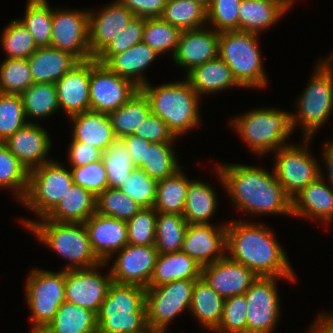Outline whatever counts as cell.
Listing matches in <instances>:
<instances>
[{
  "instance_id": "6da1fadb",
  "label": "cell",
  "mask_w": 333,
  "mask_h": 333,
  "mask_svg": "<svg viewBox=\"0 0 333 333\" xmlns=\"http://www.w3.org/2000/svg\"><path fill=\"white\" fill-rule=\"evenodd\" d=\"M216 173L234 205L256 215H292V200L285 194L274 170L243 164H219Z\"/></svg>"
},
{
  "instance_id": "7a4b0ae2",
  "label": "cell",
  "mask_w": 333,
  "mask_h": 333,
  "mask_svg": "<svg viewBox=\"0 0 333 333\" xmlns=\"http://www.w3.org/2000/svg\"><path fill=\"white\" fill-rule=\"evenodd\" d=\"M255 224L242 220L226 223L227 256L250 268L257 276L296 281L286 252L272 230Z\"/></svg>"
},
{
  "instance_id": "3957f363",
  "label": "cell",
  "mask_w": 333,
  "mask_h": 333,
  "mask_svg": "<svg viewBox=\"0 0 333 333\" xmlns=\"http://www.w3.org/2000/svg\"><path fill=\"white\" fill-rule=\"evenodd\" d=\"M146 288L112 283L98 313V333H148Z\"/></svg>"
},
{
  "instance_id": "277c9868",
  "label": "cell",
  "mask_w": 333,
  "mask_h": 333,
  "mask_svg": "<svg viewBox=\"0 0 333 333\" xmlns=\"http://www.w3.org/2000/svg\"><path fill=\"white\" fill-rule=\"evenodd\" d=\"M140 90L149 101L151 113L165 121L176 137L198 127L200 97L186 78L156 87L148 82Z\"/></svg>"
},
{
  "instance_id": "5b68a950",
  "label": "cell",
  "mask_w": 333,
  "mask_h": 333,
  "mask_svg": "<svg viewBox=\"0 0 333 333\" xmlns=\"http://www.w3.org/2000/svg\"><path fill=\"white\" fill-rule=\"evenodd\" d=\"M41 243L69 264L68 269H89L103 262L94 253L84 223H61L48 219L21 220Z\"/></svg>"
},
{
  "instance_id": "8992f818",
  "label": "cell",
  "mask_w": 333,
  "mask_h": 333,
  "mask_svg": "<svg viewBox=\"0 0 333 333\" xmlns=\"http://www.w3.org/2000/svg\"><path fill=\"white\" fill-rule=\"evenodd\" d=\"M292 113L275 108H260L235 117L231 127L260 157L286 145L285 141L293 133Z\"/></svg>"
},
{
  "instance_id": "52a82bcc",
  "label": "cell",
  "mask_w": 333,
  "mask_h": 333,
  "mask_svg": "<svg viewBox=\"0 0 333 333\" xmlns=\"http://www.w3.org/2000/svg\"><path fill=\"white\" fill-rule=\"evenodd\" d=\"M258 36L239 30L219 32L218 56L228 65L241 88L262 89L268 83Z\"/></svg>"
},
{
  "instance_id": "ba28073f",
  "label": "cell",
  "mask_w": 333,
  "mask_h": 333,
  "mask_svg": "<svg viewBox=\"0 0 333 333\" xmlns=\"http://www.w3.org/2000/svg\"><path fill=\"white\" fill-rule=\"evenodd\" d=\"M333 60L323 58L300 95L296 104L298 111L292 116V127L303 128L304 139H311L333 111Z\"/></svg>"
},
{
  "instance_id": "9c48e42d",
  "label": "cell",
  "mask_w": 333,
  "mask_h": 333,
  "mask_svg": "<svg viewBox=\"0 0 333 333\" xmlns=\"http://www.w3.org/2000/svg\"><path fill=\"white\" fill-rule=\"evenodd\" d=\"M71 171L50 160L29 171L28 188L21 201L40 219L45 218L73 185Z\"/></svg>"
},
{
  "instance_id": "30bf717a",
  "label": "cell",
  "mask_w": 333,
  "mask_h": 333,
  "mask_svg": "<svg viewBox=\"0 0 333 333\" xmlns=\"http://www.w3.org/2000/svg\"><path fill=\"white\" fill-rule=\"evenodd\" d=\"M25 286V300L33 327H46L65 299V270L52 272L33 269Z\"/></svg>"
},
{
  "instance_id": "8fae6325",
  "label": "cell",
  "mask_w": 333,
  "mask_h": 333,
  "mask_svg": "<svg viewBox=\"0 0 333 333\" xmlns=\"http://www.w3.org/2000/svg\"><path fill=\"white\" fill-rule=\"evenodd\" d=\"M197 280H177L146 288V322L149 331L167 332L171 320L184 309L190 310Z\"/></svg>"
},
{
  "instance_id": "7c38bea8",
  "label": "cell",
  "mask_w": 333,
  "mask_h": 333,
  "mask_svg": "<svg viewBox=\"0 0 333 333\" xmlns=\"http://www.w3.org/2000/svg\"><path fill=\"white\" fill-rule=\"evenodd\" d=\"M310 140L304 139L302 146L289 143L274 152L276 162L273 170L285 194L291 200L321 176L319 162L311 156L307 148Z\"/></svg>"
},
{
  "instance_id": "4fadbf2b",
  "label": "cell",
  "mask_w": 333,
  "mask_h": 333,
  "mask_svg": "<svg viewBox=\"0 0 333 333\" xmlns=\"http://www.w3.org/2000/svg\"><path fill=\"white\" fill-rule=\"evenodd\" d=\"M50 47L68 52L80 62L93 59L89 50L88 10H52Z\"/></svg>"
},
{
  "instance_id": "5bb4252c",
  "label": "cell",
  "mask_w": 333,
  "mask_h": 333,
  "mask_svg": "<svg viewBox=\"0 0 333 333\" xmlns=\"http://www.w3.org/2000/svg\"><path fill=\"white\" fill-rule=\"evenodd\" d=\"M90 110L107 113L125 104L138 90L95 58L90 60Z\"/></svg>"
},
{
  "instance_id": "9a60e30c",
  "label": "cell",
  "mask_w": 333,
  "mask_h": 333,
  "mask_svg": "<svg viewBox=\"0 0 333 333\" xmlns=\"http://www.w3.org/2000/svg\"><path fill=\"white\" fill-rule=\"evenodd\" d=\"M281 277L258 276L245 291L247 302L246 333H272L280 317L276 280Z\"/></svg>"
},
{
  "instance_id": "2e32d148",
  "label": "cell",
  "mask_w": 333,
  "mask_h": 333,
  "mask_svg": "<svg viewBox=\"0 0 333 333\" xmlns=\"http://www.w3.org/2000/svg\"><path fill=\"white\" fill-rule=\"evenodd\" d=\"M107 263L89 269L65 270V299L66 302L87 308L98 313L110 285L113 283L110 271L108 275H101L99 267Z\"/></svg>"
},
{
  "instance_id": "e0dca14e",
  "label": "cell",
  "mask_w": 333,
  "mask_h": 333,
  "mask_svg": "<svg viewBox=\"0 0 333 333\" xmlns=\"http://www.w3.org/2000/svg\"><path fill=\"white\" fill-rule=\"evenodd\" d=\"M110 274L117 284L149 287L158 255L155 245L135 246L127 244L117 251Z\"/></svg>"
},
{
  "instance_id": "ac0fdd59",
  "label": "cell",
  "mask_w": 333,
  "mask_h": 333,
  "mask_svg": "<svg viewBox=\"0 0 333 333\" xmlns=\"http://www.w3.org/2000/svg\"><path fill=\"white\" fill-rule=\"evenodd\" d=\"M182 252L187 253L202 267L225 257L226 223L188 224L183 239Z\"/></svg>"
},
{
  "instance_id": "d6986e66",
  "label": "cell",
  "mask_w": 333,
  "mask_h": 333,
  "mask_svg": "<svg viewBox=\"0 0 333 333\" xmlns=\"http://www.w3.org/2000/svg\"><path fill=\"white\" fill-rule=\"evenodd\" d=\"M201 277L224 299L242 295L257 279L248 267L227 255L202 267Z\"/></svg>"
},
{
  "instance_id": "ffe728a7",
  "label": "cell",
  "mask_w": 333,
  "mask_h": 333,
  "mask_svg": "<svg viewBox=\"0 0 333 333\" xmlns=\"http://www.w3.org/2000/svg\"><path fill=\"white\" fill-rule=\"evenodd\" d=\"M201 27L181 32L173 56L175 64L185 68L187 73L218 57L219 32Z\"/></svg>"
},
{
  "instance_id": "44dd1931",
  "label": "cell",
  "mask_w": 333,
  "mask_h": 333,
  "mask_svg": "<svg viewBox=\"0 0 333 333\" xmlns=\"http://www.w3.org/2000/svg\"><path fill=\"white\" fill-rule=\"evenodd\" d=\"M3 143L28 171L50 161L51 139L40 124L28 121Z\"/></svg>"
},
{
  "instance_id": "7402d4cb",
  "label": "cell",
  "mask_w": 333,
  "mask_h": 333,
  "mask_svg": "<svg viewBox=\"0 0 333 333\" xmlns=\"http://www.w3.org/2000/svg\"><path fill=\"white\" fill-rule=\"evenodd\" d=\"M89 50L95 58L135 17L119 0H114L98 14L89 11Z\"/></svg>"
},
{
  "instance_id": "603a6c76",
  "label": "cell",
  "mask_w": 333,
  "mask_h": 333,
  "mask_svg": "<svg viewBox=\"0 0 333 333\" xmlns=\"http://www.w3.org/2000/svg\"><path fill=\"white\" fill-rule=\"evenodd\" d=\"M91 247L102 262L128 244L127 222L95 212L85 222Z\"/></svg>"
},
{
  "instance_id": "cb8c5ba5",
  "label": "cell",
  "mask_w": 333,
  "mask_h": 333,
  "mask_svg": "<svg viewBox=\"0 0 333 333\" xmlns=\"http://www.w3.org/2000/svg\"><path fill=\"white\" fill-rule=\"evenodd\" d=\"M59 109L67 117L90 110V60L78 63L56 83Z\"/></svg>"
},
{
  "instance_id": "d4e9b609",
  "label": "cell",
  "mask_w": 333,
  "mask_h": 333,
  "mask_svg": "<svg viewBox=\"0 0 333 333\" xmlns=\"http://www.w3.org/2000/svg\"><path fill=\"white\" fill-rule=\"evenodd\" d=\"M320 219L329 224L333 220V188L321 176L292 199V216Z\"/></svg>"
},
{
  "instance_id": "484cf974",
  "label": "cell",
  "mask_w": 333,
  "mask_h": 333,
  "mask_svg": "<svg viewBox=\"0 0 333 333\" xmlns=\"http://www.w3.org/2000/svg\"><path fill=\"white\" fill-rule=\"evenodd\" d=\"M290 8L283 0H241L238 30L259 34L274 25Z\"/></svg>"
},
{
  "instance_id": "4316f807",
  "label": "cell",
  "mask_w": 333,
  "mask_h": 333,
  "mask_svg": "<svg viewBox=\"0 0 333 333\" xmlns=\"http://www.w3.org/2000/svg\"><path fill=\"white\" fill-rule=\"evenodd\" d=\"M34 83H56L80 61L72 54L52 47H39L27 59Z\"/></svg>"
},
{
  "instance_id": "83f0119b",
  "label": "cell",
  "mask_w": 333,
  "mask_h": 333,
  "mask_svg": "<svg viewBox=\"0 0 333 333\" xmlns=\"http://www.w3.org/2000/svg\"><path fill=\"white\" fill-rule=\"evenodd\" d=\"M72 128V141L90 144L103 152L116 138L109 114L86 111L69 117Z\"/></svg>"
},
{
  "instance_id": "f1b7e54d",
  "label": "cell",
  "mask_w": 333,
  "mask_h": 333,
  "mask_svg": "<svg viewBox=\"0 0 333 333\" xmlns=\"http://www.w3.org/2000/svg\"><path fill=\"white\" fill-rule=\"evenodd\" d=\"M158 55L160 54L142 41L126 51L113 55L105 64L114 73L130 80L140 89L149 82L143 77V71Z\"/></svg>"
},
{
  "instance_id": "f546056e",
  "label": "cell",
  "mask_w": 333,
  "mask_h": 333,
  "mask_svg": "<svg viewBox=\"0 0 333 333\" xmlns=\"http://www.w3.org/2000/svg\"><path fill=\"white\" fill-rule=\"evenodd\" d=\"M202 266L182 251L157 255L149 287H157L177 280H198Z\"/></svg>"
},
{
  "instance_id": "4dcf8cb0",
  "label": "cell",
  "mask_w": 333,
  "mask_h": 333,
  "mask_svg": "<svg viewBox=\"0 0 333 333\" xmlns=\"http://www.w3.org/2000/svg\"><path fill=\"white\" fill-rule=\"evenodd\" d=\"M96 200L92 192L74 184L58 205L42 219L61 223H84L96 212Z\"/></svg>"
},
{
  "instance_id": "1f68e13d",
  "label": "cell",
  "mask_w": 333,
  "mask_h": 333,
  "mask_svg": "<svg viewBox=\"0 0 333 333\" xmlns=\"http://www.w3.org/2000/svg\"><path fill=\"white\" fill-rule=\"evenodd\" d=\"M186 79L199 96L241 87L228 65L219 56L195 67L186 75Z\"/></svg>"
},
{
  "instance_id": "d6a6232c",
  "label": "cell",
  "mask_w": 333,
  "mask_h": 333,
  "mask_svg": "<svg viewBox=\"0 0 333 333\" xmlns=\"http://www.w3.org/2000/svg\"><path fill=\"white\" fill-rule=\"evenodd\" d=\"M224 301L225 299L201 277L196 281L193 289L191 314L204 328L214 331L221 321Z\"/></svg>"
},
{
  "instance_id": "836d02e7",
  "label": "cell",
  "mask_w": 333,
  "mask_h": 333,
  "mask_svg": "<svg viewBox=\"0 0 333 333\" xmlns=\"http://www.w3.org/2000/svg\"><path fill=\"white\" fill-rule=\"evenodd\" d=\"M217 194L211 185L191 180L186 194L183 216L188 224H210L217 209Z\"/></svg>"
},
{
  "instance_id": "e575fe53",
  "label": "cell",
  "mask_w": 333,
  "mask_h": 333,
  "mask_svg": "<svg viewBox=\"0 0 333 333\" xmlns=\"http://www.w3.org/2000/svg\"><path fill=\"white\" fill-rule=\"evenodd\" d=\"M150 113L149 101L139 89L125 104L109 113L116 137L134 134Z\"/></svg>"
},
{
  "instance_id": "d590c367",
  "label": "cell",
  "mask_w": 333,
  "mask_h": 333,
  "mask_svg": "<svg viewBox=\"0 0 333 333\" xmlns=\"http://www.w3.org/2000/svg\"><path fill=\"white\" fill-rule=\"evenodd\" d=\"M46 328L51 333H98L96 314L66 301Z\"/></svg>"
},
{
  "instance_id": "8d00e7d4",
  "label": "cell",
  "mask_w": 333,
  "mask_h": 333,
  "mask_svg": "<svg viewBox=\"0 0 333 333\" xmlns=\"http://www.w3.org/2000/svg\"><path fill=\"white\" fill-rule=\"evenodd\" d=\"M181 168L173 175L157 182L154 208L160 213L183 215L187 188L191 180Z\"/></svg>"
},
{
  "instance_id": "74e56055",
  "label": "cell",
  "mask_w": 333,
  "mask_h": 333,
  "mask_svg": "<svg viewBox=\"0 0 333 333\" xmlns=\"http://www.w3.org/2000/svg\"><path fill=\"white\" fill-rule=\"evenodd\" d=\"M188 222L181 214L157 212L155 247L159 254L181 251Z\"/></svg>"
},
{
  "instance_id": "f35d334b",
  "label": "cell",
  "mask_w": 333,
  "mask_h": 333,
  "mask_svg": "<svg viewBox=\"0 0 333 333\" xmlns=\"http://www.w3.org/2000/svg\"><path fill=\"white\" fill-rule=\"evenodd\" d=\"M26 119H45L59 109L54 83H33L21 94Z\"/></svg>"
},
{
  "instance_id": "ab89813d",
  "label": "cell",
  "mask_w": 333,
  "mask_h": 333,
  "mask_svg": "<svg viewBox=\"0 0 333 333\" xmlns=\"http://www.w3.org/2000/svg\"><path fill=\"white\" fill-rule=\"evenodd\" d=\"M161 18L181 31L207 25V10L192 0H167Z\"/></svg>"
},
{
  "instance_id": "60d3db41",
  "label": "cell",
  "mask_w": 333,
  "mask_h": 333,
  "mask_svg": "<svg viewBox=\"0 0 333 333\" xmlns=\"http://www.w3.org/2000/svg\"><path fill=\"white\" fill-rule=\"evenodd\" d=\"M47 0H28L25 16L20 22L31 33L36 46L50 47L52 9Z\"/></svg>"
},
{
  "instance_id": "b9f144b4",
  "label": "cell",
  "mask_w": 333,
  "mask_h": 333,
  "mask_svg": "<svg viewBox=\"0 0 333 333\" xmlns=\"http://www.w3.org/2000/svg\"><path fill=\"white\" fill-rule=\"evenodd\" d=\"M107 172V187L119 189L136 168L122 138H115L103 152Z\"/></svg>"
},
{
  "instance_id": "7bdbcfd3",
  "label": "cell",
  "mask_w": 333,
  "mask_h": 333,
  "mask_svg": "<svg viewBox=\"0 0 333 333\" xmlns=\"http://www.w3.org/2000/svg\"><path fill=\"white\" fill-rule=\"evenodd\" d=\"M172 143H150L144 163L139 167L157 182L173 175L180 168Z\"/></svg>"
},
{
  "instance_id": "ee69618b",
  "label": "cell",
  "mask_w": 333,
  "mask_h": 333,
  "mask_svg": "<svg viewBox=\"0 0 333 333\" xmlns=\"http://www.w3.org/2000/svg\"><path fill=\"white\" fill-rule=\"evenodd\" d=\"M28 178L29 171L6 145L0 142V189H13L14 196L21 202L27 192Z\"/></svg>"
},
{
  "instance_id": "f6af8a7d",
  "label": "cell",
  "mask_w": 333,
  "mask_h": 333,
  "mask_svg": "<svg viewBox=\"0 0 333 333\" xmlns=\"http://www.w3.org/2000/svg\"><path fill=\"white\" fill-rule=\"evenodd\" d=\"M143 207L120 189L106 188L97 196L96 212L98 214L128 221Z\"/></svg>"
},
{
  "instance_id": "bcb514c9",
  "label": "cell",
  "mask_w": 333,
  "mask_h": 333,
  "mask_svg": "<svg viewBox=\"0 0 333 333\" xmlns=\"http://www.w3.org/2000/svg\"><path fill=\"white\" fill-rule=\"evenodd\" d=\"M181 32L161 17L145 18L143 42L158 54L171 50L173 58Z\"/></svg>"
},
{
  "instance_id": "7dc6e473",
  "label": "cell",
  "mask_w": 333,
  "mask_h": 333,
  "mask_svg": "<svg viewBox=\"0 0 333 333\" xmlns=\"http://www.w3.org/2000/svg\"><path fill=\"white\" fill-rule=\"evenodd\" d=\"M33 83L27 59L6 58L0 64V93L20 95Z\"/></svg>"
},
{
  "instance_id": "c3c4849f",
  "label": "cell",
  "mask_w": 333,
  "mask_h": 333,
  "mask_svg": "<svg viewBox=\"0 0 333 333\" xmlns=\"http://www.w3.org/2000/svg\"><path fill=\"white\" fill-rule=\"evenodd\" d=\"M0 42L6 58L28 59L38 49L28 29L15 19L3 30Z\"/></svg>"
},
{
  "instance_id": "681fc988",
  "label": "cell",
  "mask_w": 333,
  "mask_h": 333,
  "mask_svg": "<svg viewBox=\"0 0 333 333\" xmlns=\"http://www.w3.org/2000/svg\"><path fill=\"white\" fill-rule=\"evenodd\" d=\"M25 120L21 95L0 93V142L26 125Z\"/></svg>"
},
{
  "instance_id": "f907efd6",
  "label": "cell",
  "mask_w": 333,
  "mask_h": 333,
  "mask_svg": "<svg viewBox=\"0 0 333 333\" xmlns=\"http://www.w3.org/2000/svg\"><path fill=\"white\" fill-rule=\"evenodd\" d=\"M145 27L144 17H134L111 41L109 44L95 57L102 64H105L113 55L119 54L134 45L143 41V33Z\"/></svg>"
},
{
  "instance_id": "816d5d0a",
  "label": "cell",
  "mask_w": 333,
  "mask_h": 333,
  "mask_svg": "<svg viewBox=\"0 0 333 333\" xmlns=\"http://www.w3.org/2000/svg\"><path fill=\"white\" fill-rule=\"evenodd\" d=\"M157 211L154 207L142 208L127 221L128 244L135 246L155 245Z\"/></svg>"
},
{
  "instance_id": "f5cc1de1",
  "label": "cell",
  "mask_w": 333,
  "mask_h": 333,
  "mask_svg": "<svg viewBox=\"0 0 333 333\" xmlns=\"http://www.w3.org/2000/svg\"><path fill=\"white\" fill-rule=\"evenodd\" d=\"M119 189L143 208H151L155 204L157 181L139 168L132 171Z\"/></svg>"
},
{
  "instance_id": "db71d44e",
  "label": "cell",
  "mask_w": 333,
  "mask_h": 333,
  "mask_svg": "<svg viewBox=\"0 0 333 333\" xmlns=\"http://www.w3.org/2000/svg\"><path fill=\"white\" fill-rule=\"evenodd\" d=\"M247 302L245 295L226 298L219 326L214 330L220 333H246Z\"/></svg>"
},
{
  "instance_id": "11a10c76",
  "label": "cell",
  "mask_w": 333,
  "mask_h": 333,
  "mask_svg": "<svg viewBox=\"0 0 333 333\" xmlns=\"http://www.w3.org/2000/svg\"><path fill=\"white\" fill-rule=\"evenodd\" d=\"M240 2L241 0H211L206 9L207 23L218 32L238 30Z\"/></svg>"
},
{
  "instance_id": "9f6ffc18",
  "label": "cell",
  "mask_w": 333,
  "mask_h": 333,
  "mask_svg": "<svg viewBox=\"0 0 333 333\" xmlns=\"http://www.w3.org/2000/svg\"><path fill=\"white\" fill-rule=\"evenodd\" d=\"M74 184L92 192L95 196L107 188V172L101 160L70 169Z\"/></svg>"
},
{
  "instance_id": "6f0895ef",
  "label": "cell",
  "mask_w": 333,
  "mask_h": 333,
  "mask_svg": "<svg viewBox=\"0 0 333 333\" xmlns=\"http://www.w3.org/2000/svg\"><path fill=\"white\" fill-rule=\"evenodd\" d=\"M134 135L144 138L151 143H174L177 137L159 116L150 113L144 123L136 129Z\"/></svg>"
},
{
  "instance_id": "680465c9",
  "label": "cell",
  "mask_w": 333,
  "mask_h": 333,
  "mask_svg": "<svg viewBox=\"0 0 333 333\" xmlns=\"http://www.w3.org/2000/svg\"><path fill=\"white\" fill-rule=\"evenodd\" d=\"M68 151L71 167H79L99 161L103 155V151L97 147L79 141H72Z\"/></svg>"
},
{
  "instance_id": "91938a15",
  "label": "cell",
  "mask_w": 333,
  "mask_h": 333,
  "mask_svg": "<svg viewBox=\"0 0 333 333\" xmlns=\"http://www.w3.org/2000/svg\"><path fill=\"white\" fill-rule=\"evenodd\" d=\"M135 17H161L167 0H119Z\"/></svg>"
},
{
  "instance_id": "94428289",
  "label": "cell",
  "mask_w": 333,
  "mask_h": 333,
  "mask_svg": "<svg viewBox=\"0 0 333 333\" xmlns=\"http://www.w3.org/2000/svg\"><path fill=\"white\" fill-rule=\"evenodd\" d=\"M122 139L134 166L139 168L144 163L146 148L151 142L134 134L124 136Z\"/></svg>"
},
{
  "instance_id": "6125c7cd",
  "label": "cell",
  "mask_w": 333,
  "mask_h": 333,
  "mask_svg": "<svg viewBox=\"0 0 333 333\" xmlns=\"http://www.w3.org/2000/svg\"><path fill=\"white\" fill-rule=\"evenodd\" d=\"M307 333H333V314L324 312L318 315Z\"/></svg>"
},
{
  "instance_id": "be15d7a7",
  "label": "cell",
  "mask_w": 333,
  "mask_h": 333,
  "mask_svg": "<svg viewBox=\"0 0 333 333\" xmlns=\"http://www.w3.org/2000/svg\"><path fill=\"white\" fill-rule=\"evenodd\" d=\"M324 163L327 166V181L331 184L330 186H332L333 188V140L326 142L324 145Z\"/></svg>"
},
{
  "instance_id": "e7e4bbea",
  "label": "cell",
  "mask_w": 333,
  "mask_h": 333,
  "mask_svg": "<svg viewBox=\"0 0 333 333\" xmlns=\"http://www.w3.org/2000/svg\"><path fill=\"white\" fill-rule=\"evenodd\" d=\"M30 333H51L46 327H32Z\"/></svg>"
},
{
  "instance_id": "03108f58",
  "label": "cell",
  "mask_w": 333,
  "mask_h": 333,
  "mask_svg": "<svg viewBox=\"0 0 333 333\" xmlns=\"http://www.w3.org/2000/svg\"><path fill=\"white\" fill-rule=\"evenodd\" d=\"M200 3L203 5L206 9L209 7L211 0H192Z\"/></svg>"
},
{
  "instance_id": "003e7915",
  "label": "cell",
  "mask_w": 333,
  "mask_h": 333,
  "mask_svg": "<svg viewBox=\"0 0 333 333\" xmlns=\"http://www.w3.org/2000/svg\"><path fill=\"white\" fill-rule=\"evenodd\" d=\"M283 1H285L289 6H291L292 7V5H293V1L294 0H283Z\"/></svg>"
},
{
  "instance_id": "a7ac6f4b",
  "label": "cell",
  "mask_w": 333,
  "mask_h": 333,
  "mask_svg": "<svg viewBox=\"0 0 333 333\" xmlns=\"http://www.w3.org/2000/svg\"><path fill=\"white\" fill-rule=\"evenodd\" d=\"M148 333H166V332H160V331H149Z\"/></svg>"
},
{
  "instance_id": "89a4df30",
  "label": "cell",
  "mask_w": 333,
  "mask_h": 333,
  "mask_svg": "<svg viewBox=\"0 0 333 333\" xmlns=\"http://www.w3.org/2000/svg\"><path fill=\"white\" fill-rule=\"evenodd\" d=\"M329 57L333 60V53H331V55Z\"/></svg>"
}]
</instances>
